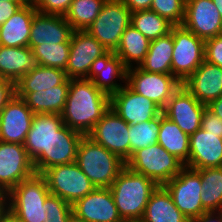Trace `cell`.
Listing matches in <instances>:
<instances>
[{
    "label": "cell",
    "mask_w": 222,
    "mask_h": 222,
    "mask_svg": "<svg viewBox=\"0 0 222 222\" xmlns=\"http://www.w3.org/2000/svg\"><path fill=\"white\" fill-rule=\"evenodd\" d=\"M110 108V96L88 79H70L63 112L64 125L87 136Z\"/></svg>",
    "instance_id": "cell-1"
},
{
    "label": "cell",
    "mask_w": 222,
    "mask_h": 222,
    "mask_svg": "<svg viewBox=\"0 0 222 222\" xmlns=\"http://www.w3.org/2000/svg\"><path fill=\"white\" fill-rule=\"evenodd\" d=\"M159 185L125 166L109 187L124 222L141 221L152 193Z\"/></svg>",
    "instance_id": "cell-2"
},
{
    "label": "cell",
    "mask_w": 222,
    "mask_h": 222,
    "mask_svg": "<svg viewBox=\"0 0 222 222\" xmlns=\"http://www.w3.org/2000/svg\"><path fill=\"white\" fill-rule=\"evenodd\" d=\"M75 163L96 188H109L126 166L118 155L88 136L80 140Z\"/></svg>",
    "instance_id": "cell-3"
},
{
    "label": "cell",
    "mask_w": 222,
    "mask_h": 222,
    "mask_svg": "<svg viewBox=\"0 0 222 222\" xmlns=\"http://www.w3.org/2000/svg\"><path fill=\"white\" fill-rule=\"evenodd\" d=\"M50 194L45 178L35 173L7 194L9 210L23 222H44L47 220L45 210Z\"/></svg>",
    "instance_id": "cell-4"
},
{
    "label": "cell",
    "mask_w": 222,
    "mask_h": 222,
    "mask_svg": "<svg viewBox=\"0 0 222 222\" xmlns=\"http://www.w3.org/2000/svg\"><path fill=\"white\" fill-rule=\"evenodd\" d=\"M126 166L158 185H164L182 170L184 164L159 143H155L135 151L126 161Z\"/></svg>",
    "instance_id": "cell-5"
},
{
    "label": "cell",
    "mask_w": 222,
    "mask_h": 222,
    "mask_svg": "<svg viewBox=\"0 0 222 222\" xmlns=\"http://www.w3.org/2000/svg\"><path fill=\"white\" fill-rule=\"evenodd\" d=\"M131 24V11L122 0H106L93 23L85 30L107 51H115L125 29Z\"/></svg>",
    "instance_id": "cell-6"
},
{
    "label": "cell",
    "mask_w": 222,
    "mask_h": 222,
    "mask_svg": "<svg viewBox=\"0 0 222 222\" xmlns=\"http://www.w3.org/2000/svg\"><path fill=\"white\" fill-rule=\"evenodd\" d=\"M171 74L183 83L205 60V40L183 25L173 26Z\"/></svg>",
    "instance_id": "cell-7"
},
{
    "label": "cell",
    "mask_w": 222,
    "mask_h": 222,
    "mask_svg": "<svg viewBox=\"0 0 222 222\" xmlns=\"http://www.w3.org/2000/svg\"><path fill=\"white\" fill-rule=\"evenodd\" d=\"M41 175L50 193L70 205L96 188L75 162L47 168Z\"/></svg>",
    "instance_id": "cell-8"
},
{
    "label": "cell",
    "mask_w": 222,
    "mask_h": 222,
    "mask_svg": "<svg viewBox=\"0 0 222 222\" xmlns=\"http://www.w3.org/2000/svg\"><path fill=\"white\" fill-rule=\"evenodd\" d=\"M126 84L137 94L153 101L162 110L182 83L172 74L144 71L139 66L127 69Z\"/></svg>",
    "instance_id": "cell-9"
},
{
    "label": "cell",
    "mask_w": 222,
    "mask_h": 222,
    "mask_svg": "<svg viewBox=\"0 0 222 222\" xmlns=\"http://www.w3.org/2000/svg\"><path fill=\"white\" fill-rule=\"evenodd\" d=\"M170 193L176 207L192 221L206 212L201 202V175L196 169L184 166L163 185Z\"/></svg>",
    "instance_id": "cell-10"
},
{
    "label": "cell",
    "mask_w": 222,
    "mask_h": 222,
    "mask_svg": "<svg viewBox=\"0 0 222 222\" xmlns=\"http://www.w3.org/2000/svg\"><path fill=\"white\" fill-rule=\"evenodd\" d=\"M35 173L33 162L22 144L0 141V193L8 194Z\"/></svg>",
    "instance_id": "cell-11"
},
{
    "label": "cell",
    "mask_w": 222,
    "mask_h": 222,
    "mask_svg": "<svg viewBox=\"0 0 222 222\" xmlns=\"http://www.w3.org/2000/svg\"><path fill=\"white\" fill-rule=\"evenodd\" d=\"M128 128L129 124L110 107L87 136L126 162L130 158Z\"/></svg>",
    "instance_id": "cell-12"
},
{
    "label": "cell",
    "mask_w": 222,
    "mask_h": 222,
    "mask_svg": "<svg viewBox=\"0 0 222 222\" xmlns=\"http://www.w3.org/2000/svg\"><path fill=\"white\" fill-rule=\"evenodd\" d=\"M107 52L106 48L85 30L73 31L70 55L65 70L69 79H88L92 63Z\"/></svg>",
    "instance_id": "cell-13"
},
{
    "label": "cell",
    "mask_w": 222,
    "mask_h": 222,
    "mask_svg": "<svg viewBox=\"0 0 222 222\" xmlns=\"http://www.w3.org/2000/svg\"><path fill=\"white\" fill-rule=\"evenodd\" d=\"M84 135L64 125L52 137L47 151H42L32 162L35 172L76 161L78 145Z\"/></svg>",
    "instance_id": "cell-14"
},
{
    "label": "cell",
    "mask_w": 222,
    "mask_h": 222,
    "mask_svg": "<svg viewBox=\"0 0 222 222\" xmlns=\"http://www.w3.org/2000/svg\"><path fill=\"white\" fill-rule=\"evenodd\" d=\"M205 108L206 105L199 102L184 86H181L172 95L162 112L190 136L201 128Z\"/></svg>",
    "instance_id": "cell-15"
},
{
    "label": "cell",
    "mask_w": 222,
    "mask_h": 222,
    "mask_svg": "<svg viewBox=\"0 0 222 222\" xmlns=\"http://www.w3.org/2000/svg\"><path fill=\"white\" fill-rule=\"evenodd\" d=\"M182 25L203 40L222 34V17L212 0H186Z\"/></svg>",
    "instance_id": "cell-16"
},
{
    "label": "cell",
    "mask_w": 222,
    "mask_h": 222,
    "mask_svg": "<svg viewBox=\"0 0 222 222\" xmlns=\"http://www.w3.org/2000/svg\"><path fill=\"white\" fill-rule=\"evenodd\" d=\"M110 107L127 124L133 125L152 120L162 113L158 105L134 92L126 83L110 97Z\"/></svg>",
    "instance_id": "cell-17"
},
{
    "label": "cell",
    "mask_w": 222,
    "mask_h": 222,
    "mask_svg": "<svg viewBox=\"0 0 222 222\" xmlns=\"http://www.w3.org/2000/svg\"><path fill=\"white\" fill-rule=\"evenodd\" d=\"M34 113L15 95L0 112V141L24 144Z\"/></svg>",
    "instance_id": "cell-18"
},
{
    "label": "cell",
    "mask_w": 222,
    "mask_h": 222,
    "mask_svg": "<svg viewBox=\"0 0 222 222\" xmlns=\"http://www.w3.org/2000/svg\"><path fill=\"white\" fill-rule=\"evenodd\" d=\"M72 213L86 222H124L110 188H95L72 205Z\"/></svg>",
    "instance_id": "cell-19"
},
{
    "label": "cell",
    "mask_w": 222,
    "mask_h": 222,
    "mask_svg": "<svg viewBox=\"0 0 222 222\" xmlns=\"http://www.w3.org/2000/svg\"><path fill=\"white\" fill-rule=\"evenodd\" d=\"M200 170L222 166V138L202 128L189 137V159L184 165Z\"/></svg>",
    "instance_id": "cell-20"
},
{
    "label": "cell",
    "mask_w": 222,
    "mask_h": 222,
    "mask_svg": "<svg viewBox=\"0 0 222 222\" xmlns=\"http://www.w3.org/2000/svg\"><path fill=\"white\" fill-rule=\"evenodd\" d=\"M182 86L207 106L222 95V68L204 60Z\"/></svg>",
    "instance_id": "cell-21"
},
{
    "label": "cell",
    "mask_w": 222,
    "mask_h": 222,
    "mask_svg": "<svg viewBox=\"0 0 222 222\" xmlns=\"http://www.w3.org/2000/svg\"><path fill=\"white\" fill-rule=\"evenodd\" d=\"M73 31L65 16L37 12L32 20L29 47L70 42Z\"/></svg>",
    "instance_id": "cell-22"
},
{
    "label": "cell",
    "mask_w": 222,
    "mask_h": 222,
    "mask_svg": "<svg viewBox=\"0 0 222 222\" xmlns=\"http://www.w3.org/2000/svg\"><path fill=\"white\" fill-rule=\"evenodd\" d=\"M116 78L117 81L121 79L123 83H126L127 68L114 51H107L92 63L89 70V80L94 83L96 88L111 97L124 87L121 83L116 82Z\"/></svg>",
    "instance_id": "cell-23"
},
{
    "label": "cell",
    "mask_w": 222,
    "mask_h": 222,
    "mask_svg": "<svg viewBox=\"0 0 222 222\" xmlns=\"http://www.w3.org/2000/svg\"><path fill=\"white\" fill-rule=\"evenodd\" d=\"M64 126L60 114L36 113L23 146L33 161L42 151H47L55 133Z\"/></svg>",
    "instance_id": "cell-24"
},
{
    "label": "cell",
    "mask_w": 222,
    "mask_h": 222,
    "mask_svg": "<svg viewBox=\"0 0 222 222\" xmlns=\"http://www.w3.org/2000/svg\"><path fill=\"white\" fill-rule=\"evenodd\" d=\"M37 13L31 0L19 8L0 26V45L6 47H27L34 15Z\"/></svg>",
    "instance_id": "cell-25"
},
{
    "label": "cell",
    "mask_w": 222,
    "mask_h": 222,
    "mask_svg": "<svg viewBox=\"0 0 222 222\" xmlns=\"http://www.w3.org/2000/svg\"><path fill=\"white\" fill-rule=\"evenodd\" d=\"M39 66L32 49L0 45V78L16 84L25 74Z\"/></svg>",
    "instance_id": "cell-26"
},
{
    "label": "cell",
    "mask_w": 222,
    "mask_h": 222,
    "mask_svg": "<svg viewBox=\"0 0 222 222\" xmlns=\"http://www.w3.org/2000/svg\"><path fill=\"white\" fill-rule=\"evenodd\" d=\"M70 86V79L67 78L61 85L48 90L32 93H16L22 98L31 111L36 113L60 114L63 112Z\"/></svg>",
    "instance_id": "cell-27"
},
{
    "label": "cell",
    "mask_w": 222,
    "mask_h": 222,
    "mask_svg": "<svg viewBox=\"0 0 222 222\" xmlns=\"http://www.w3.org/2000/svg\"><path fill=\"white\" fill-rule=\"evenodd\" d=\"M141 222H190L176 207L170 193L159 185L146 205Z\"/></svg>",
    "instance_id": "cell-28"
},
{
    "label": "cell",
    "mask_w": 222,
    "mask_h": 222,
    "mask_svg": "<svg viewBox=\"0 0 222 222\" xmlns=\"http://www.w3.org/2000/svg\"><path fill=\"white\" fill-rule=\"evenodd\" d=\"M189 137L176 123L166 117L163 112L160 114V130L157 143L184 165L189 159Z\"/></svg>",
    "instance_id": "cell-29"
},
{
    "label": "cell",
    "mask_w": 222,
    "mask_h": 222,
    "mask_svg": "<svg viewBox=\"0 0 222 222\" xmlns=\"http://www.w3.org/2000/svg\"><path fill=\"white\" fill-rule=\"evenodd\" d=\"M150 42L130 24L123 32L118 48L114 52L127 69L133 67L134 62L136 66H140L149 50Z\"/></svg>",
    "instance_id": "cell-30"
},
{
    "label": "cell",
    "mask_w": 222,
    "mask_h": 222,
    "mask_svg": "<svg viewBox=\"0 0 222 222\" xmlns=\"http://www.w3.org/2000/svg\"><path fill=\"white\" fill-rule=\"evenodd\" d=\"M67 79L62 69L39 65L31 72L25 74L16 84V93H32L48 90L61 85Z\"/></svg>",
    "instance_id": "cell-31"
},
{
    "label": "cell",
    "mask_w": 222,
    "mask_h": 222,
    "mask_svg": "<svg viewBox=\"0 0 222 222\" xmlns=\"http://www.w3.org/2000/svg\"><path fill=\"white\" fill-rule=\"evenodd\" d=\"M173 36L169 34L150 42L149 50L140 68L144 71L161 74H171L173 55Z\"/></svg>",
    "instance_id": "cell-32"
},
{
    "label": "cell",
    "mask_w": 222,
    "mask_h": 222,
    "mask_svg": "<svg viewBox=\"0 0 222 222\" xmlns=\"http://www.w3.org/2000/svg\"><path fill=\"white\" fill-rule=\"evenodd\" d=\"M201 175V202L206 211L222 210V166L197 170Z\"/></svg>",
    "instance_id": "cell-33"
},
{
    "label": "cell",
    "mask_w": 222,
    "mask_h": 222,
    "mask_svg": "<svg viewBox=\"0 0 222 222\" xmlns=\"http://www.w3.org/2000/svg\"><path fill=\"white\" fill-rule=\"evenodd\" d=\"M131 25L150 41L169 34L174 26L158 13L151 10L131 12Z\"/></svg>",
    "instance_id": "cell-34"
},
{
    "label": "cell",
    "mask_w": 222,
    "mask_h": 222,
    "mask_svg": "<svg viewBox=\"0 0 222 222\" xmlns=\"http://www.w3.org/2000/svg\"><path fill=\"white\" fill-rule=\"evenodd\" d=\"M106 0H73L65 19L74 31L86 30L97 18Z\"/></svg>",
    "instance_id": "cell-35"
},
{
    "label": "cell",
    "mask_w": 222,
    "mask_h": 222,
    "mask_svg": "<svg viewBox=\"0 0 222 222\" xmlns=\"http://www.w3.org/2000/svg\"><path fill=\"white\" fill-rule=\"evenodd\" d=\"M160 130V115L152 120L129 124L128 135L130 141V157L141 148L157 143L158 132Z\"/></svg>",
    "instance_id": "cell-36"
},
{
    "label": "cell",
    "mask_w": 222,
    "mask_h": 222,
    "mask_svg": "<svg viewBox=\"0 0 222 222\" xmlns=\"http://www.w3.org/2000/svg\"><path fill=\"white\" fill-rule=\"evenodd\" d=\"M32 51L39 65L65 71L70 55V42L42 44L35 46Z\"/></svg>",
    "instance_id": "cell-37"
},
{
    "label": "cell",
    "mask_w": 222,
    "mask_h": 222,
    "mask_svg": "<svg viewBox=\"0 0 222 222\" xmlns=\"http://www.w3.org/2000/svg\"><path fill=\"white\" fill-rule=\"evenodd\" d=\"M186 0H152L151 11L158 13L174 26L182 25L185 17Z\"/></svg>",
    "instance_id": "cell-38"
},
{
    "label": "cell",
    "mask_w": 222,
    "mask_h": 222,
    "mask_svg": "<svg viewBox=\"0 0 222 222\" xmlns=\"http://www.w3.org/2000/svg\"><path fill=\"white\" fill-rule=\"evenodd\" d=\"M47 220L44 222H68L72 213V205L58 196L50 194L47 197Z\"/></svg>",
    "instance_id": "cell-39"
},
{
    "label": "cell",
    "mask_w": 222,
    "mask_h": 222,
    "mask_svg": "<svg viewBox=\"0 0 222 222\" xmlns=\"http://www.w3.org/2000/svg\"><path fill=\"white\" fill-rule=\"evenodd\" d=\"M39 13L65 16L73 0H31Z\"/></svg>",
    "instance_id": "cell-40"
},
{
    "label": "cell",
    "mask_w": 222,
    "mask_h": 222,
    "mask_svg": "<svg viewBox=\"0 0 222 222\" xmlns=\"http://www.w3.org/2000/svg\"><path fill=\"white\" fill-rule=\"evenodd\" d=\"M205 60L222 68V34L205 40Z\"/></svg>",
    "instance_id": "cell-41"
},
{
    "label": "cell",
    "mask_w": 222,
    "mask_h": 222,
    "mask_svg": "<svg viewBox=\"0 0 222 222\" xmlns=\"http://www.w3.org/2000/svg\"><path fill=\"white\" fill-rule=\"evenodd\" d=\"M201 128L222 138V119L216 116L207 106L203 113Z\"/></svg>",
    "instance_id": "cell-42"
},
{
    "label": "cell",
    "mask_w": 222,
    "mask_h": 222,
    "mask_svg": "<svg viewBox=\"0 0 222 222\" xmlns=\"http://www.w3.org/2000/svg\"><path fill=\"white\" fill-rule=\"evenodd\" d=\"M28 1H0V26Z\"/></svg>",
    "instance_id": "cell-43"
},
{
    "label": "cell",
    "mask_w": 222,
    "mask_h": 222,
    "mask_svg": "<svg viewBox=\"0 0 222 222\" xmlns=\"http://www.w3.org/2000/svg\"><path fill=\"white\" fill-rule=\"evenodd\" d=\"M15 95V84L0 78V112Z\"/></svg>",
    "instance_id": "cell-44"
},
{
    "label": "cell",
    "mask_w": 222,
    "mask_h": 222,
    "mask_svg": "<svg viewBox=\"0 0 222 222\" xmlns=\"http://www.w3.org/2000/svg\"><path fill=\"white\" fill-rule=\"evenodd\" d=\"M124 5L129 8L131 12L137 10H150L152 0H122Z\"/></svg>",
    "instance_id": "cell-45"
},
{
    "label": "cell",
    "mask_w": 222,
    "mask_h": 222,
    "mask_svg": "<svg viewBox=\"0 0 222 222\" xmlns=\"http://www.w3.org/2000/svg\"><path fill=\"white\" fill-rule=\"evenodd\" d=\"M190 222H222V210L206 211Z\"/></svg>",
    "instance_id": "cell-46"
},
{
    "label": "cell",
    "mask_w": 222,
    "mask_h": 222,
    "mask_svg": "<svg viewBox=\"0 0 222 222\" xmlns=\"http://www.w3.org/2000/svg\"><path fill=\"white\" fill-rule=\"evenodd\" d=\"M207 107L220 119H222V95L212 101Z\"/></svg>",
    "instance_id": "cell-47"
},
{
    "label": "cell",
    "mask_w": 222,
    "mask_h": 222,
    "mask_svg": "<svg viewBox=\"0 0 222 222\" xmlns=\"http://www.w3.org/2000/svg\"><path fill=\"white\" fill-rule=\"evenodd\" d=\"M8 210H9V203H8L7 194L0 193V222Z\"/></svg>",
    "instance_id": "cell-48"
},
{
    "label": "cell",
    "mask_w": 222,
    "mask_h": 222,
    "mask_svg": "<svg viewBox=\"0 0 222 222\" xmlns=\"http://www.w3.org/2000/svg\"><path fill=\"white\" fill-rule=\"evenodd\" d=\"M1 222H23L11 210H8L3 216Z\"/></svg>",
    "instance_id": "cell-49"
},
{
    "label": "cell",
    "mask_w": 222,
    "mask_h": 222,
    "mask_svg": "<svg viewBox=\"0 0 222 222\" xmlns=\"http://www.w3.org/2000/svg\"><path fill=\"white\" fill-rule=\"evenodd\" d=\"M68 222H86V221L83 220L82 218H79L74 213H71V215L68 218Z\"/></svg>",
    "instance_id": "cell-50"
},
{
    "label": "cell",
    "mask_w": 222,
    "mask_h": 222,
    "mask_svg": "<svg viewBox=\"0 0 222 222\" xmlns=\"http://www.w3.org/2000/svg\"><path fill=\"white\" fill-rule=\"evenodd\" d=\"M212 1L217 6V10L219 11L222 17V0H212Z\"/></svg>",
    "instance_id": "cell-51"
},
{
    "label": "cell",
    "mask_w": 222,
    "mask_h": 222,
    "mask_svg": "<svg viewBox=\"0 0 222 222\" xmlns=\"http://www.w3.org/2000/svg\"><path fill=\"white\" fill-rule=\"evenodd\" d=\"M2 1V0H0ZM5 1H29V0H5Z\"/></svg>",
    "instance_id": "cell-52"
}]
</instances>
